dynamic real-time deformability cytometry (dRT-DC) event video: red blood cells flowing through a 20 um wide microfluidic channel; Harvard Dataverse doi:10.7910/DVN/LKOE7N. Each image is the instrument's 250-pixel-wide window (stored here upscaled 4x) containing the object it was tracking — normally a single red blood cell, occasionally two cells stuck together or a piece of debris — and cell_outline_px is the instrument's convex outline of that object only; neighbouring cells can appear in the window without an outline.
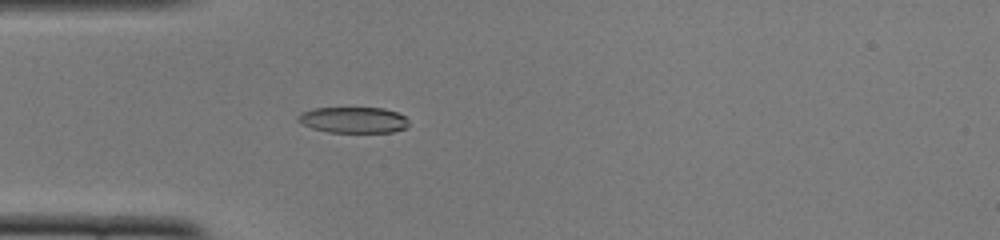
{"species": "common noctule bat (a hibernating species)", "species_latin": "Nyctalus noctula", "temperature_condition": "cold", "stored_images_in_passage": 51, "camera_frame_rate_fps": 3000, "um_per_image_px": 0.085, "animal": {"sex": "female", "body_mass_g": 22.0, "forearm_length_mm": 56.7}, "frame": {"image": 1, "passage_image": 15, "time_ms": 4.667, "image_size_px": [1000, 240], "cell_outline_px": [[408, 128], [392, 132], [328, 132], [312, 128], [304, 124], [296, 116], [304, 112], [316, 108], [384, 108], [396, 112], [404, 116], [408, 120]], "centroid_in_image_um": [30.1, 10.2], "position_along_channel_um": 54.9, "area_um2": 16.59}}
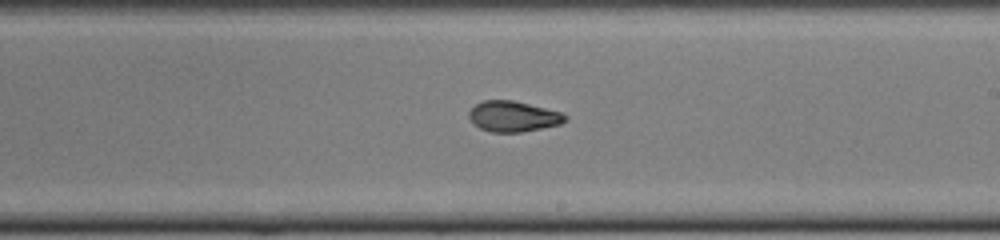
{"frame": {"image": 2, "passage_image": 30, "time_ms": 9.667, "image_size_px": [1000, 240], "cell_outline_px": [[568, 116], [560, 124], [520, 132], [492, 132], [480, 128], [472, 124], [468, 116], [468, 112], [476, 104], [484, 100], [512, 100], [560, 112]], "centroid_in_image_um": [43.56, 9.89], "position_along_channel_um": 245.4, "area_um2": 16.94}}
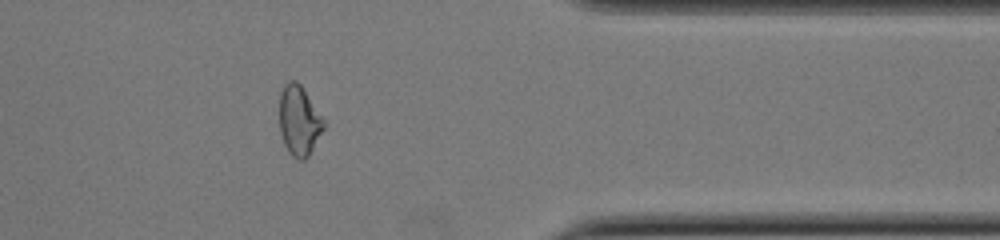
{"frame": {"image": 3, "passage_image": 42, "time_ms": 13.667, "image_size_px": [1000, 240], "cell_outline_px": [[324, 128], [308, 156], [304, 160], [300, 160], [292, 156], [288, 152], [284, 144], [280, 132], [280, 92], [284, 84], [288, 80], [296, 80], [300, 84], [324, 120]], "centroid_in_image_um": [25.4, 10.25], "position_along_channel_um": 386.0, "area_um2": 17.86}, "authors_computed_cell_mechanics": {"area_um2": 17.1666, "velocity_mm_per_s": 3.9147, "shape_relaxation_time_tau1_ms": 3.4808, "shape_relaxation_time_tau2_ms": 3.2864, "deformation_change_tau1": 0.1513, "deformation_change_tau2": 0.0901}}